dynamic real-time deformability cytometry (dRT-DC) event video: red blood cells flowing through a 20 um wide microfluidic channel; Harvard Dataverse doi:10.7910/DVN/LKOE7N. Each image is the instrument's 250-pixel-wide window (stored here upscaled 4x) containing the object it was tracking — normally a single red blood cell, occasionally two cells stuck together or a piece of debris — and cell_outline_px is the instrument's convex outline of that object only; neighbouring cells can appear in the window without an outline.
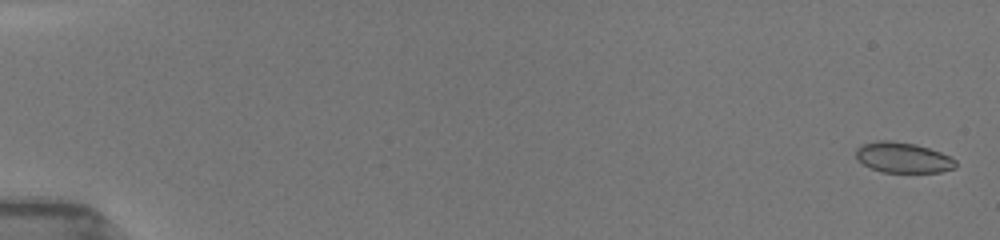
{"species": "common noctule bat (a hibernating species)", "species_latin": "Nyctalus noctula", "temperature_condition": "room temperature", "stored_images_in_passage": 22, "camera_frame_rate_fps": 3000, "um_per_image_px": 0.085, "animal": {"sex": "female", "body_mass_g": 19.5, "forearm_length_mm": 54.1}, "frame": {"image": 1, "passage_image": 2, "time_ms": 0.333, "image_size_px": [1000, 240], "cell_outline_px": [[956, 168], [940, 172], [880, 172], [864, 164], [856, 156], [856, 148], [860, 144], [876, 140], [892, 140], [916, 144], [940, 152], [956, 160]], "centroid_in_image_um": [76.74, 13.38], "position_along_channel_um": 8.3, "area_um2": 17.74}}
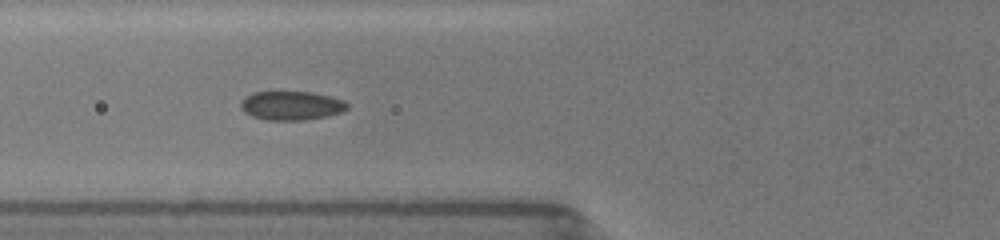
{"frame": {"image": 2, "passage_image": 13, "time_ms": 7.0, "image_size_px": [1000, 240], "cell_outline_px": [[348, 108], [340, 112], [324, 116], [304, 120], [264, 120], [252, 116], [244, 112], [240, 108], [240, 100], [244, 96], [252, 92], [312, 92], [344, 100], [348, 104]], "centroid_in_image_um": [24.7, 8.97], "position_along_channel_um": 101.1, "area_um2": 17.98}}
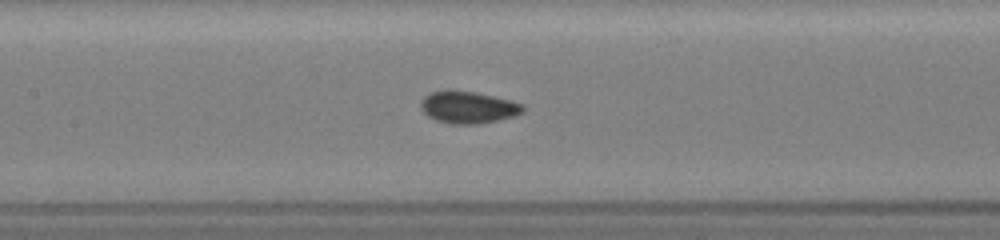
{"frame": {"image": 3, "passage_image": 18, "time_ms": 8.667, "image_size_px": [1000, 240], "cell_outline_px": [[524, 112], [516, 116], [480, 124], [452, 124], [436, 120], [428, 116], [420, 108], [420, 104], [424, 96], [432, 92], [444, 88], [448, 88], [472, 92], [492, 96], [524, 104]], "centroid_in_image_um": [39.77, 9.11], "position_along_channel_um": 167.6, "area_um2": 19.31}}